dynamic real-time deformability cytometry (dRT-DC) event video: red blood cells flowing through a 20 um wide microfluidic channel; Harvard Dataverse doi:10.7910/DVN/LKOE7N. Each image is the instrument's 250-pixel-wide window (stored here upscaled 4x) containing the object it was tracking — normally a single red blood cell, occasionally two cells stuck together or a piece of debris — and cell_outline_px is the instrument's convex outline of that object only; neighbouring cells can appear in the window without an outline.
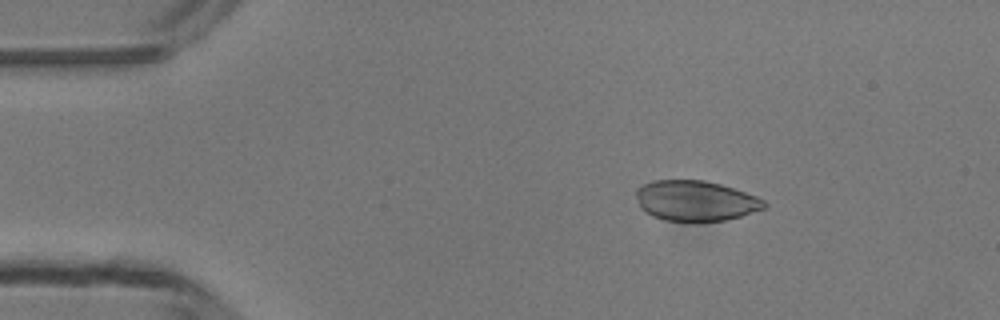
{"species": "common noctule bat (a hibernating species)", "species_latin": "Nyctalus noctula", "temperature_condition": "room temperature", "stored_images_in_passage": 5, "camera_frame_rate_fps": 3000, "um_per_image_px": 0.085, "animal": {"sex": "male", "body_mass_g": 13.3}, "frame": {"image": 1, "passage_image": 2, "time_ms": 2.0, "image_size_px": [1000, 320], "cell_outline_px": [[768, 204], [764, 208], [740, 216], [724, 220], [696, 224], [692, 224], [664, 220], [652, 216], [644, 212], [640, 208], [636, 196], [636, 188], [652, 180], [704, 180], [720, 184], [756, 196], [764, 200]], "centroid_in_image_um": [59.08, 17.1], "position_along_channel_um": 25.9, "area_um2": 30.75}}
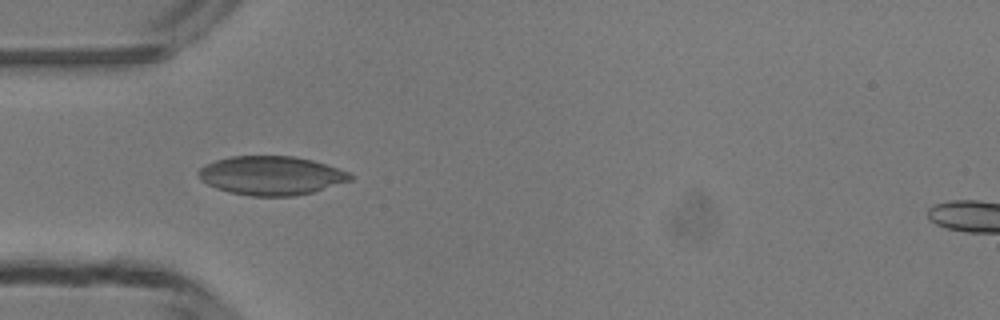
{"frame": {"image": 2, "passage_image": 4, "time_ms": 4.333, "image_size_px": [1000, 320], "cell_outline_px": [[352, 180], [312, 192], [296, 196], [252, 196], [228, 192], [216, 188], [200, 180], [196, 172], [200, 168], [216, 160], [232, 156], [292, 156], [312, 160], [348, 172], [352, 176]], "centroid_in_image_um": [23.02, 14.93], "position_along_channel_um": 62.0, "area_um2": 34.16}}
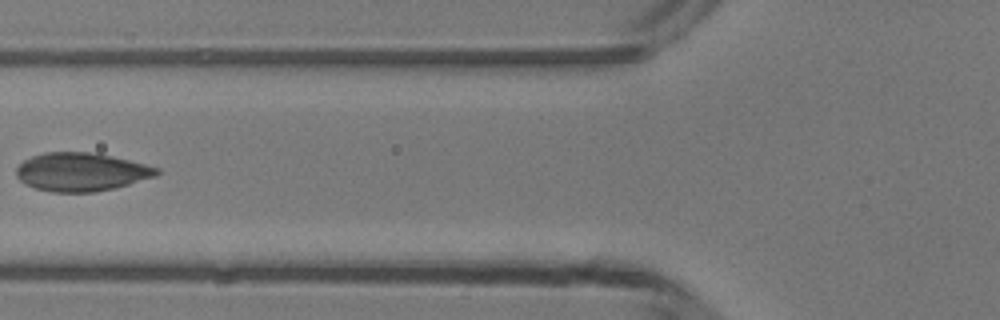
{"frame": {"image": 3, "passage_image": 5, "time_ms": 5.667, "image_size_px": [1000, 320], "cell_outline_px": [[160, 172], [156, 176], [116, 188], [96, 192], [52, 192], [36, 188], [20, 180], [16, 176], [16, 168], [24, 160], [32, 156], [44, 152], [88, 152], [112, 156], [160, 168]], "centroid_in_image_um": [6.92, 14.62], "position_along_channel_um": 118.9, "area_um2": 31.33}}